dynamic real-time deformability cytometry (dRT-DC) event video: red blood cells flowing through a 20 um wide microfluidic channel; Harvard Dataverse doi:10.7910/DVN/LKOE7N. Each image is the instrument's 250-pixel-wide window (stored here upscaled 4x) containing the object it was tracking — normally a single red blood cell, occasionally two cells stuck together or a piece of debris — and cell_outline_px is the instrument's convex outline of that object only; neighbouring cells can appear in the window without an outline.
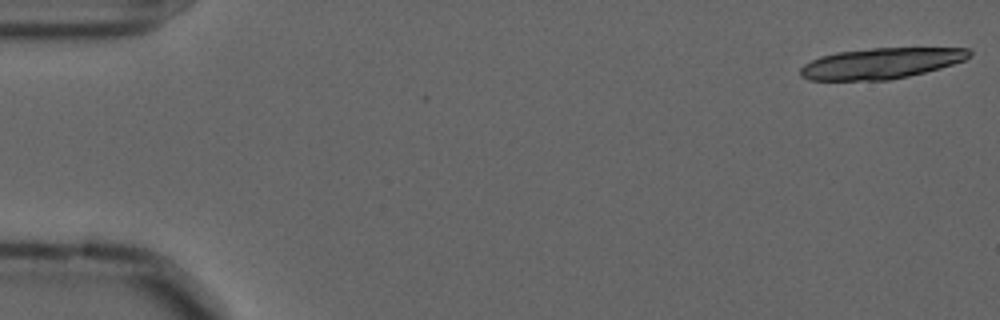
{"species": "common noctule bat (a hibernating species)", "species_latin": "Nyctalus noctula", "temperature_condition": "cold", "stored_images_in_passage": 3, "camera_frame_rate_fps": 3000, "um_per_image_px": 0.085, "animal": {"sex": "male", "forearm_length_mm": 52.5}, "frame": {"image": 1, "passage_image": 1, "time_ms": 0.0, "image_size_px": [1000, 320], "cell_outline_px": [[972, 52], [964, 60], [940, 68], [908, 76], [888, 80], [808, 80], [800, 76], [800, 68], [804, 64], [820, 56], [836, 52], [872, 48], [968, 48]], "centroid_in_image_um": [74.84, 5.38], "position_along_channel_um": 10.2, "area_um2": 30.17}}